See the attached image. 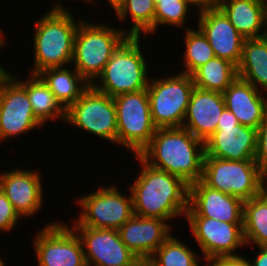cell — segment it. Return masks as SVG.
Here are the masks:
<instances>
[{
	"label": "cell",
	"mask_w": 267,
	"mask_h": 266,
	"mask_svg": "<svg viewBox=\"0 0 267 266\" xmlns=\"http://www.w3.org/2000/svg\"><path fill=\"white\" fill-rule=\"evenodd\" d=\"M155 5L154 0H125L118 8L116 14L119 20L131 17L133 24L127 31L129 36H141V32L145 35L154 33Z\"/></svg>",
	"instance_id": "obj_28"
},
{
	"label": "cell",
	"mask_w": 267,
	"mask_h": 266,
	"mask_svg": "<svg viewBox=\"0 0 267 266\" xmlns=\"http://www.w3.org/2000/svg\"><path fill=\"white\" fill-rule=\"evenodd\" d=\"M225 107L239 124L258 129L267 114V97L252 84L237 77L222 93Z\"/></svg>",
	"instance_id": "obj_21"
},
{
	"label": "cell",
	"mask_w": 267,
	"mask_h": 266,
	"mask_svg": "<svg viewBox=\"0 0 267 266\" xmlns=\"http://www.w3.org/2000/svg\"><path fill=\"white\" fill-rule=\"evenodd\" d=\"M237 71L238 77L252 84L257 90L267 91L266 37L245 39Z\"/></svg>",
	"instance_id": "obj_23"
},
{
	"label": "cell",
	"mask_w": 267,
	"mask_h": 266,
	"mask_svg": "<svg viewBox=\"0 0 267 266\" xmlns=\"http://www.w3.org/2000/svg\"><path fill=\"white\" fill-rule=\"evenodd\" d=\"M198 28L205 35L216 57L239 65L245 38L217 6L198 11Z\"/></svg>",
	"instance_id": "obj_16"
},
{
	"label": "cell",
	"mask_w": 267,
	"mask_h": 266,
	"mask_svg": "<svg viewBox=\"0 0 267 266\" xmlns=\"http://www.w3.org/2000/svg\"><path fill=\"white\" fill-rule=\"evenodd\" d=\"M148 84L151 118L157 128L182 127L192 92L191 75L180 72L167 78H152Z\"/></svg>",
	"instance_id": "obj_8"
},
{
	"label": "cell",
	"mask_w": 267,
	"mask_h": 266,
	"mask_svg": "<svg viewBox=\"0 0 267 266\" xmlns=\"http://www.w3.org/2000/svg\"><path fill=\"white\" fill-rule=\"evenodd\" d=\"M65 122L91 135L117 143V118L114 98L91 85L66 109Z\"/></svg>",
	"instance_id": "obj_10"
},
{
	"label": "cell",
	"mask_w": 267,
	"mask_h": 266,
	"mask_svg": "<svg viewBox=\"0 0 267 266\" xmlns=\"http://www.w3.org/2000/svg\"><path fill=\"white\" fill-rule=\"evenodd\" d=\"M198 255L172 235L155 251L151 259L158 266H199Z\"/></svg>",
	"instance_id": "obj_30"
},
{
	"label": "cell",
	"mask_w": 267,
	"mask_h": 266,
	"mask_svg": "<svg viewBox=\"0 0 267 266\" xmlns=\"http://www.w3.org/2000/svg\"><path fill=\"white\" fill-rule=\"evenodd\" d=\"M186 218L204 259L241 258L235 250L245 246L243 223H228L208 217Z\"/></svg>",
	"instance_id": "obj_12"
},
{
	"label": "cell",
	"mask_w": 267,
	"mask_h": 266,
	"mask_svg": "<svg viewBox=\"0 0 267 266\" xmlns=\"http://www.w3.org/2000/svg\"><path fill=\"white\" fill-rule=\"evenodd\" d=\"M3 258L0 257V266H5L4 261L2 260Z\"/></svg>",
	"instance_id": "obj_45"
},
{
	"label": "cell",
	"mask_w": 267,
	"mask_h": 266,
	"mask_svg": "<svg viewBox=\"0 0 267 266\" xmlns=\"http://www.w3.org/2000/svg\"><path fill=\"white\" fill-rule=\"evenodd\" d=\"M265 37L267 38V2L265 3Z\"/></svg>",
	"instance_id": "obj_43"
},
{
	"label": "cell",
	"mask_w": 267,
	"mask_h": 266,
	"mask_svg": "<svg viewBox=\"0 0 267 266\" xmlns=\"http://www.w3.org/2000/svg\"><path fill=\"white\" fill-rule=\"evenodd\" d=\"M77 202L82 210L72 227L118 230L134 215L132 195H122L113 185L82 196Z\"/></svg>",
	"instance_id": "obj_9"
},
{
	"label": "cell",
	"mask_w": 267,
	"mask_h": 266,
	"mask_svg": "<svg viewBox=\"0 0 267 266\" xmlns=\"http://www.w3.org/2000/svg\"><path fill=\"white\" fill-rule=\"evenodd\" d=\"M191 6H197L198 11L218 6L219 0H187Z\"/></svg>",
	"instance_id": "obj_36"
},
{
	"label": "cell",
	"mask_w": 267,
	"mask_h": 266,
	"mask_svg": "<svg viewBox=\"0 0 267 266\" xmlns=\"http://www.w3.org/2000/svg\"><path fill=\"white\" fill-rule=\"evenodd\" d=\"M2 34V32L0 31V49H2L3 47H4V45H5V43H4V39H3V36L4 35H1Z\"/></svg>",
	"instance_id": "obj_44"
},
{
	"label": "cell",
	"mask_w": 267,
	"mask_h": 266,
	"mask_svg": "<svg viewBox=\"0 0 267 266\" xmlns=\"http://www.w3.org/2000/svg\"><path fill=\"white\" fill-rule=\"evenodd\" d=\"M239 122L236 116L226 107L224 108L217 126H228V125H238Z\"/></svg>",
	"instance_id": "obj_34"
},
{
	"label": "cell",
	"mask_w": 267,
	"mask_h": 266,
	"mask_svg": "<svg viewBox=\"0 0 267 266\" xmlns=\"http://www.w3.org/2000/svg\"><path fill=\"white\" fill-rule=\"evenodd\" d=\"M191 76L195 87L223 93L236 80L238 71L230 61L215 56Z\"/></svg>",
	"instance_id": "obj_26"
},
{
	"label": "cell",
	"mask_w": 267,
	"mask_h": 266,
	"mask_svg": "<svg viewBox=\"0 0 267 266\" xmlns=\"http://www.w3.org/2000/svg\"><path fill=\"white\" fill-rule=\"evenodd\" d=\"M19 218V214L0 188V231H12L16 227Z\"/></svg>",
	"instance_id": "obj_32"
},
{
	"label": "cell",
	"mask_w": 267,
	"mask_h": 266,
	"mask_svg": "<svg viewBox=\"0 0 267 266\" xmlns=\"http://www.w3.org/2000/svg\"><path fill=\"white\" fill-rule=\"evenodd\" d=\"M12 76L0 90V141L43 125L35 116L26 89Z\"/></svg>",
	"instance_id": "obj_14"
},
{
	"label": "cell",
	"mask_w": 267,
	"mask_h": 266,
	"mask_svg": "<svg viewBox=\"0 0 267 266\" xmlns=\"http://www.w3.org/2000/svg\"><path fill=\"white\" fill-rule=\"evenodd\" d=\"M185 34L186 52L181 66H185L186 69L180 72L191 75L200 66L214 58L215 54L209 41L199 28L194 30L188 27Z\"/></svg>",
	"instance_id": "obj_29"
},
{
	"label": "cell",
	"mask_w": 267,
	"mask_h": 266,
	"mask_svg": "<svg viewBox=\"0 0 267 266\" xmlns=\"http://www.w3.org/2000/svg\"><path fill=\"white\" fill-rule=\"evenodd\" d=\"M81 240L87 266H133L138 259L116 229L72 227Z\"/></svg>",
	"instance_id": "obj_13"
},
{
	"label": "cell",
	"mask_w": 267,
	"mask_h": 266,
	"mask_svg": "<svg viewBox=\"0 0 267 266\" xmlns=\"http://www.w3.org/2000/svg\"><path fill=\"white\" fill-rule=\"evenodd\" d=\"M206 266H233V258H205Z\"/></svg>",
	"instance_id": "obj_37"
},
{
	"label": "cell",
	"mask_w": 267,
	"mask_h": 266,
	"mask_svg": "<svg viewBox=\"0 0 267 266\" xmlns=\"http://www.w3.org/2000/svg\"><path fill=\"white\" fill-rule=\"evenodd\" d=\"M201 181L243 202L262 193V171L255 160H226L204 155Z\"/></svg>",
	"instance_id": "obj_6"
},
{
	"label": "cell",
	"mask_w": 267,
	"mask_h": 266,
	"mask_svg": "<svg viewBox=\"0 0 267 266\" xmlns=\"http://www.w3.org/2000/svg\"><path fill=\"white\" fill-rule=\"evenodd\" d=\"M243 204L239 198L212 189L199 180L189 185L185 217H208L228 223H243Z\"/></svg>",
	"instance_id": "obj_15"
},
{
	"label": "cell",
	"mask_w": 267,
	"mask_h": 266,
	"mask_svg": "<svg viewBox=\"0 0 267 266\" xmlns=\"http://www.w3.org/2000/svg\"><path fill=\"white\" fill-rule=\"evenodd\" d=\"M204 142L183 127L157 128L139 156L150 166L191 185L202 178Z\"/></svg>",
	"instance_id": "obj_2"
},
{
	"label": "cell",
	"mask_w": 267,
	"mask_h": 266,
	"mask_svg": "<svg viewBox=\"0 0 267 266\" xmlns=\"http://www.w3.org/2000/svg\"><path fill=\"white\" fill-rule=\"evenodd\" d=\"M34 241L38 266H87L80 238L65 223L51 222Z\"/></svg>",
	"instance_id": "obj_11"
},
{
	"label": "cell",
	"mask_w": 267,
	"mask_h": 266,
	"mask_svg": "<svg viewBox=\"0 0 267 266\" xmlns=\"http://www.w3.org/2000/svg\"><path fill=\"white\" fill-rule=\"evenodd\" d=\"M17 81L26 89L32 110L42 124L56 118L65 122L66 109L39 75L31 74L27 80Z\"/></svg>",
	"instance_id": "obj_25"
},
{
	"label": "cell",
	"mask_w": 267,
	"mask_h": 266,
	"mask_svg": "<svg viewBox=\"0 0 267 266\" xmlns=\"http://www.w3.org/2000/svg\"><path fill=\"white\" fill-rule=\"evenodd\" d=\"M125 0H108L110 3L111 7L114 9L116 12L118 8L124 3Z\"/></svg>",
	"instance_id": "obj_41"
},
{
	"label": "cell",
	"mask_w": 267,
	"mask_h": 266,
	"mask_svg": "<svg viewBox=\"0 0 267 266\" xmlns=\"http://www.w3.org/2000/svg\"><path fill=\"white\" fill-rule=\"evenodd\" d=\"M117 143L139 155L150 143L157 127L153 124L147 89L114 97Z\"/></svg>",
	"instance_id": "obj_7"
},
{
	"label": "cell",
	"mask_w": 267,
	"mask_h": 266,
	"mask_svg": "<svg viewBox=\"0 0 267 266\" xmlns=\"http://www.w3.org/2000/svg\"><path fill=\"white\" fill-rule=\"evenodd\" d=\"M61 5L55 3L34 25V67L30 75L72 63L74 37L82 19L77 21Z\"/></svg>",
	"instance_id": "obj_3"
},
{
	"label": "cell",
	"mask_w": 267,
	"mask_h": 266,
	"mask_svg": "<svg viewBox=\"0 0 267 266\" xmlns=\"http://www.w3.org/2000/svg\"><path fill=\"white\" fill-rule=\"evenodd\" d=\"M225 108L223 94L195 87L182 127L205 142L217 129L219 118Z\"/></svg>",
	"instance_id": "obj_20"
},
{
	"label": "cell",
	"mask_w": 267,
	"mask_h": 266,
	"mask_svg": "<svg viewBox=\"0 0 267 266\" xmlns=\"http://www.w3.org/2000/svg\"><path fill=\"white\" fill-rule=\"evenodd\" d=\"M154 32L160 25H172L180 28L186 22L189 6L187 0H154Z\"/></svg>",
	"instance_id": "obj_31"
},
{
	"label": "cell",
	"mask_w": 267,
	"mask_h": 266,
	"mask_svg": "<svg viewBox=\"0 0 267 266\" xmlns=\"http://www.w3.org/2000/svg\"><path fill=\"white\" fill-rule=\"evenodd\" d=\"M243 237L245 245L267 247V194L261 193L244 202Z\"/></svg>",
	"instance_id": "obj_27"
},
{
	"label": "cell",
	"mask_w": 267,
	"mask_h": 266,
	"mask_svg": "<svg viewBox=\"0 0 267 266\" xmlns=\"http://www.w3.org/2000/svg\"><path fill=\"white\" fill-rule=\"evenodd\" d=\"M258 249H260V252L253 259L254 262L244 258L249 266H267V247H259Z\"/></svg>",
	"instance_id": "obj_35"
},
{
	"label": "cell",
	"mask_w": 267,
	"mask_h": 266,
	"mask_svg": "<svg viewBox=\"0 0 267 266\" xmlns=\"http://www.w3.org/2000/svg\"><path fill=\"white\" fill-rule=\"evenodd\" d=\"M233 266H249L244 260V256L239 258H233Z\"/></svg>",
	"instance_id": "obj_42"
},
{
	"label": "cell",
	"mask_w": 267,
	"mask_h": 266,
	"mask_svg": "<svg viewBox=\"0 0 267 266\" xmlns=\"http://www.w3.org/2000/svg\"><path fill=\"white\" fill-rule=\"evenodd\" d=\"M267 167L262 171V193L267 194Z\"/></svg>",
	"instance_id": "obj_40"
},
{
	"label": "cell",
	"mask_w": 267,
	"mask_h": 266,
	"mask_svg": "<svg viewBox=\"0 0 267 266\" xmlns=\"http://www.w3.org/2000/svg\"><path fill=\"white\" fill-rule=\"evenodd\" d=\"M141 164L136 181L130 186L134 215L163 220L185 216L188 209L189 185L178 176L148 165L139 155Z\"/></svg>",
	"instance_id": "obj_1"
},
{
	"label": "cell",
	"mask_w": 267,
	"mask_h": 266,
	"mask_svg": "<svg viewBox=\"0 0 267 266\" xmlns=\"http://www.w3.org/2000/svg\"><path fill=\"white\" fill-rule=\"evenodd\" d=\"M218 7L245 39L265 37V30L262 31L264 29L262 27H265L264 2L260 0H219Z\"/></svg>",
	"instance_id": "obj_22"
},
{
	"label": "cell",
	"mask_w": 267,
	"mask_h": 266,
	"mask_svg": "<svg viewBox=\"0 0 267 266\" xmlns=\"http://www.w3.org/2000/svg\"><path fill=\"white\" fill-rule=\"evenodd\" d=\"M133 266H158L151 258H138Z\"/></svg>",
	"instance_id": "obj_38"
},
{
	"label": "cell",
	"mask_w": 267,
	"mask_h": 266,
	"mask_svg": "<svg viewBox=\"0 0 267 266\" xmlns=\"http://www.w3.org/2000/svg\"><path fill=\"white\" fill-rule=\"evenodd\" d=\"M141 36H128L114 51L91 86L112 98L148 88V68L141 52Z\"/></svg>",
	"instance_id": "obj_4"
},
{
	"label": "cell",
	"mask_w": 267,
	"mask_h": 266,
	"mask_svg": "<svg viewBox=\"0 0 267 266\" xmlns=\"http://www.w3.org/2000/svg\"><path fill=\"white\" fill-rule=\"evenodd\" d=\"M38 75L65 109L74 104L90 87L75 68L72 70L64 67L48 68Z\"/></svg>",
	"instance_id": "obj_24"
},
{
	"label": "cell",
	"mask_w": 267,
	"mask_h": 266,
	"mask_svg": "<svg viewBox=\"0 0 267 266\" xmlns=\"http://www.w3.org/2000/svg\"><path fill=\"white\" fill-rule=\"evenodd\" d=\"M38 171L14 169L0 174V188L20 217L32 216L41 210L43 185Z\"/></svg>",
	"instance_id": "obj_17"
},
{
	"label": "cell",
	"mask_w": 267,
	"mask_h": 266,
	"mask_svg": "<svg viewBox=\"0 0 267 266\" xmlns=\"http://www.w3.org/2000/svg\"><path fill=\"white\" fill-rule=\"evenodd\" d=\"M81 21L74 37L72 63L91 85L119 45L129 36L127 30L114 29L106 24Z\"/></svg>",
	"instance_id": "obj_5"
},
{
	"label": "cell",
	"mask_w": 267,
	"mask_h": 266,
	"mask_svg": "<svg viewBox=\"0 0 267 266\" xmlns=\"http://www.w3.org/2000/svg\"><path fill=\"white\" fill-rule=\"evenodd\" d=\"M12 76L9 71L4 70L3 66L0 65V90L2 89L4 83Z\"/></svg>",
	"instance_id": "obj_39"
},
{
	"label": "cell",
	"mask_w": 267,
	"mask_h": 266,
	"mask_svg": "<svg viewBox=\"0 0 267 266\" xmlns=\"http://www.w3.org/2000/svg\"><path fill=\"white\" fill-rule=\"evenodd\" d=\"M254 160L261 171L267 167V114L257 129V148Z\"/></svg>",
	"instance_id": "obj_33"
},
{
	"label": "cell",
	"mask_w": 267,
	"mask_h": 266,
	"mask_svg": "<svg viewBox=\"0 0 267 266\" xmlns=\"http://www.w3.org/2000/svg\"><path fill=\"white\" fill-rule=\"evenodd\" d=\"M156 217L133 215L120 229L122 242L137 258H151L171 236V225Z\"/></svg>",
	"instance_id": "obj_19"
},
{
	"label": "cell",
	"mask_w": 267,
	"mask_h": 266,
	"mask_svg": "<svg viewBox=\"0 0 267 266\" xmlns=\"http://www.w3.org/2000/svg\"><path fill=\"white\" fill-rule=\"evenodd\" d=\"M204 148V155L215 158L254 160L257 129L242 124L217 126L216 131L204 142Z\"/></svg>",
	"instance_id": "obj_18"
}]
</instances>
